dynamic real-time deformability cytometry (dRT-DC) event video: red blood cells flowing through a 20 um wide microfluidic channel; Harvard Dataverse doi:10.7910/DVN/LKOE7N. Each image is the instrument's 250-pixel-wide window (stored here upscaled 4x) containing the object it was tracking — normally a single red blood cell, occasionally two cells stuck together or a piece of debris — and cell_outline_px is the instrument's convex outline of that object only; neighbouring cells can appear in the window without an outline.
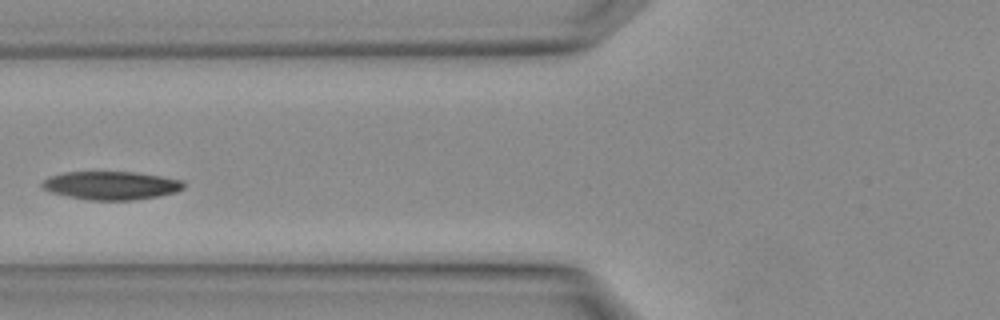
{"species": "Egyptian fruit bat (a non-hibernating species)", "species_latin": "Rousettus aegyptiacus", "temperature_condition": "warm", "stored_images_in_passage": 2, "camera_frame_rate_fps": 3000, "um_per_image_px": 0.085, "animal": {"sex": "female"}, "frame": {"image": 1, "passage_image": 2, "time_ms": 0.333, "image_size_px": [1000, 320], "cell_outline_px": [[184, 188], [176, 192], [156, 196], [132, 200], [88, 200], [68, 196], [52, 192], [44, 188], [40, 184], [44, 180], [52, 176], [64, 172], [136, 172], [160, 176], [180, 180], [184, 184]], "centroid_in_image_um": [9.45, 15.76], "position_along_channel_um": 116.4, "area_um2": 23.06}}